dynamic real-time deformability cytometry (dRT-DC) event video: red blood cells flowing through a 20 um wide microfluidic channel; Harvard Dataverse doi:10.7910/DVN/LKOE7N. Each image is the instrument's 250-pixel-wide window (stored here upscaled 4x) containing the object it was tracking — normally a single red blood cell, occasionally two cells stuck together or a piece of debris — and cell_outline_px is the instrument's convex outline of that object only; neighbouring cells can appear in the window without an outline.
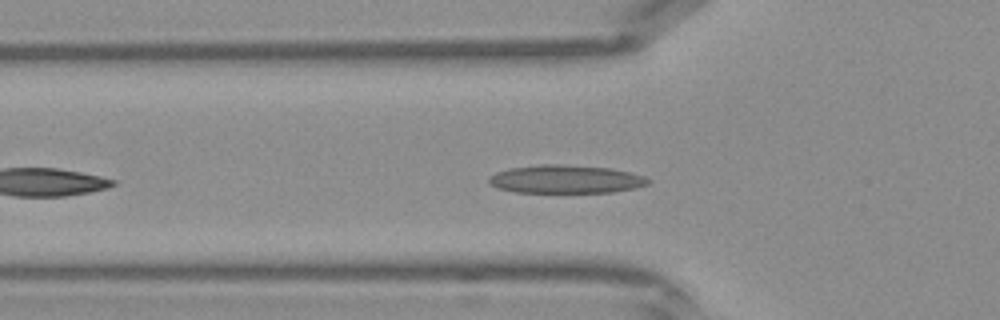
{"species": "Egyptian fruit bat (a non-hibernating species)", "species_latin": "Rousettus aegyptiacus", "temperature_condition": "warm", "stored_images_in_passage": 32, "camera_frame_rate_fps": 3000, "um_per_image_px": 0.085, "frame": {"image": 1, "passage_image": 6, "time_ms": 1.667, "image_size_px": [1000, 320], "cell_outline_px": [[652, 180], [648, 184], [636, 188], [612, 192], [516, 192], [500, 188], [488, 184], [488, 176], [496, 172], [508, 168], [540, 164], [564, 164], [612, 168], [644, 176]], "centroid_in_image_um": [48.08, 15.22], "position_along_channel_um": 77.7, "area_um2": 26.36}}
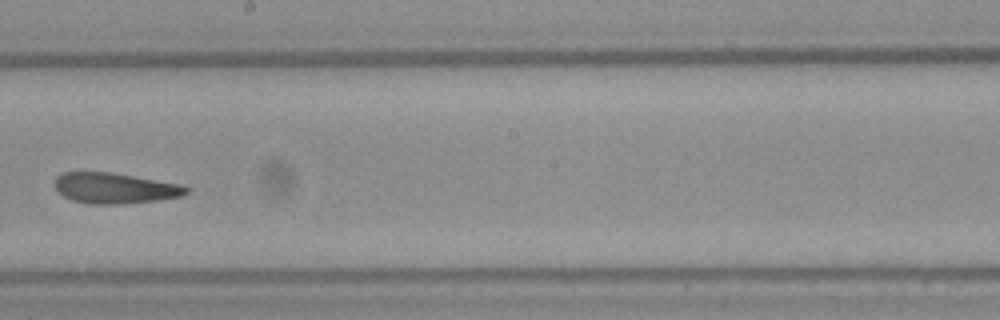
{"frame": {"image": 2, "passage_image": 16, "time_ms": 5.0, "image_size_px": [1000, 320], "cell_outline_px": [[188, 192], [180, 196], [156, 200], [124, 204], [92, 204], [72, 200], [56, 192], [56, 176], [60, 172], [112, 172], [184, 184], [188, 188]], "centroid_in_image_um": [9.76, 15.98], "position_along_channel_um": 238.4, "area_um2": 23.64}}
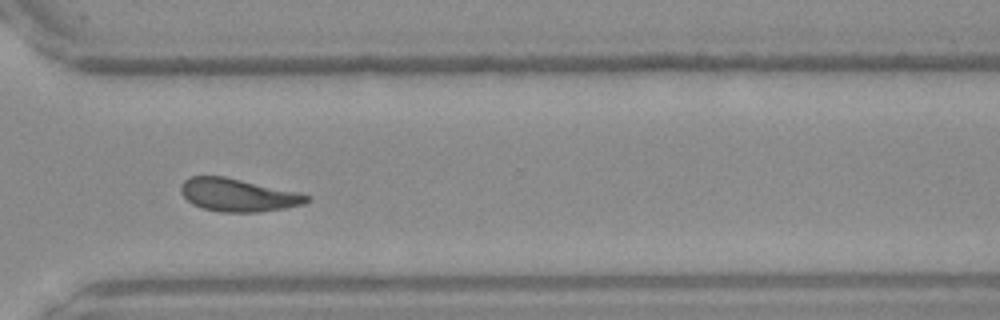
{"frame": {"image": 3, "passage_image": 23, "time_ms": 7.333, "image_size_px": [1000, 320], "cell_outline_px": [[312, 200], [304, 204], [284, 208], [256, 212], [220, 212], [204, 208], [192, 204], [180, 192], [180, 184], [184, 180], [192, 176], [224, 176], [296, 192], [312, 196]], "centroid_in_image_um": [20.22, 16.58], "position_along_channel_um": 350.4, "area_um2": 23.99}}